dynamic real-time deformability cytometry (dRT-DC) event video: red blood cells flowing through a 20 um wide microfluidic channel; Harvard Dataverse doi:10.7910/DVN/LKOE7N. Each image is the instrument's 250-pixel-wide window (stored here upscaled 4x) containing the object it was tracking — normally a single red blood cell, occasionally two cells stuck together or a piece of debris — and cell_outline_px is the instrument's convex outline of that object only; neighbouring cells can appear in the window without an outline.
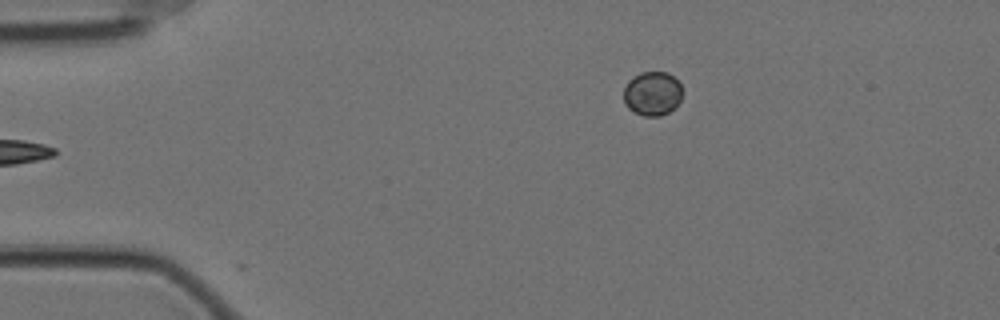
{"species": "Egyptian fruit bat (a non-hibernating species)", "species_latin": "Rousettus aegyptiacus", "temperature_condition": "cold", "stored_images_in_passage": 40, "camera_frame_rate_fps": 3000, "um_per_image_px": 0.085, "animal": {"sex": "female"}, "frame": {"image": 1, "passage_image": 1, "time_ms": 0.0, "image_size_px": [1000, 320], "cell_outline_px": [[680, 100], [668, 112], [660, 116], [644, 116], [628, 108], [624, 104], [624, 88], [628, 80], [632, 76], [640, 72], [668, 72], [680, 84]], "centroid_in_image_um": [55.4, 7.93], "position_along_channel_um": 29.6, "area_um2": 14.91}}
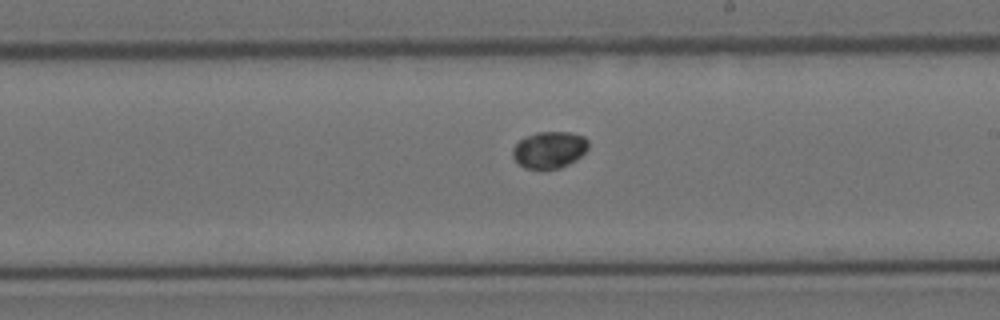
{"frame": {"image": 2, "passage_image": 24, "time_ms": 7.667, "image_size_px": [1000, 320], "cell_outline_px": [[588, 148], [576, 160], [560, 168], [544, 172], [524, 168], [512, 156], [512, 148], [520, 140], [536, 132], [572, 132], [584, 136], [588, 140]], "centroid_in_image_um": [46.69, 12.77], "position_along_channel_um": 242.3, "area_um2": 16.59}}
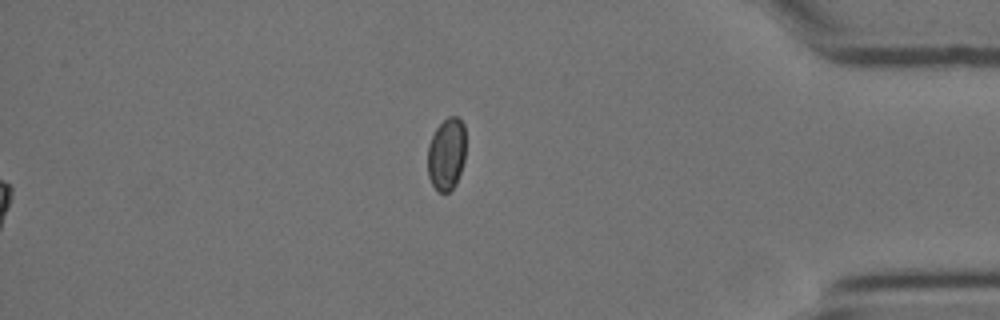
{"frame": {"image": 3, "passage_image": 40, "time_ms": 13.0, "image_size_px": [1000, 320], "cell_outline_px": [[464, 160], [456, 184], [448, 192], [440, 192], [432, 184], [428, 176], [428, 144], [436, 128], [448, 116], [456, 116], [464, 124]], "centroid_in_image_um": [37.94, 13.09], "position_along_channel_um": 397.3, "area_um2": 15.9}}